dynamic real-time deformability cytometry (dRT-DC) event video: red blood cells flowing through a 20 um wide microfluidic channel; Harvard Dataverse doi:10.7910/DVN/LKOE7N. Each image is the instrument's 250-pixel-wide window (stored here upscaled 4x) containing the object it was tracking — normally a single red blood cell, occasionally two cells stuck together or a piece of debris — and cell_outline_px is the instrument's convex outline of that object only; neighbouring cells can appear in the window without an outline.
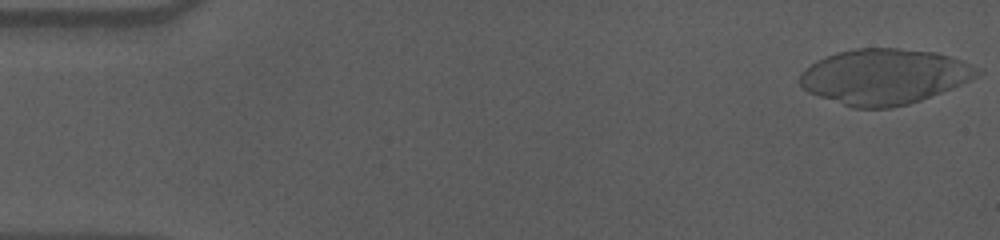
{"species": "human", "species_latin": "Homo sapiens", "temperature_condition": "cold", "stored_images_in_passage": 55, "camera_frame_rate_fps": 3000, "um_per_image_px": 0.085, "donor": {"sex": "male"}, "frame": {"image": 1, "passage_image": 1, "time_ms": 0.0, "image_size_px": [1000, 240], "cell_outline_px": [[984, 72], [952, 88], [920, 100], [908, 104], [888, 108], [852, 108], [808, 92], [800, 84], [800, 76], [816, 60], [836, 52], [856, 48], [900, 48], [936, 52], [952, 56], [984, 68]], "centroid_in_image_um": [75.22, 6.49], "position_along_channel_um": 9.8, "area_um2": 57.34}}